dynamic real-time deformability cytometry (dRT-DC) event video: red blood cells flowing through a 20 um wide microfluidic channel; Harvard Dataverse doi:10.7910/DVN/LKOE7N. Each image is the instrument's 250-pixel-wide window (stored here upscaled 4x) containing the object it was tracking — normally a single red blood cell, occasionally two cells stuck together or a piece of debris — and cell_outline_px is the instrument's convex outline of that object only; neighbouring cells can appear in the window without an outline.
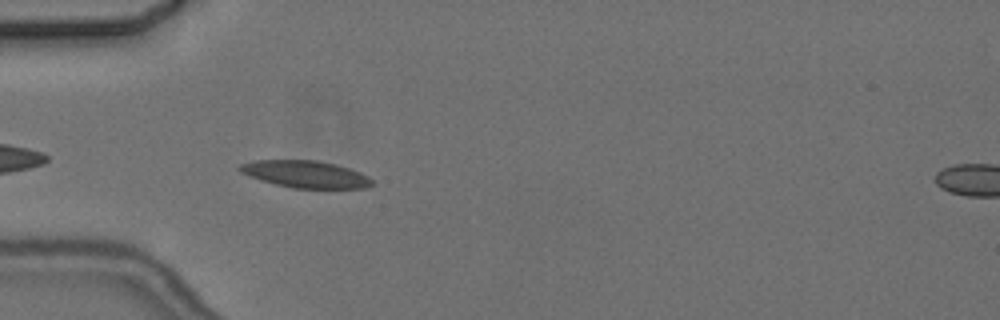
{"species": "common noctule bat (a hibernating species)", "species_latin": "Nyctalus noctula", "temperature_condition": "cold", "stored_images_in_passage": 6, "segment_of_instrument_passage": [1, 2], "camera_frame_rate_fps": 3000, "um_per_image_px": 0.085, "animal": {"sex": "female", "body_mass_g": 24.6, "forearm_length_mm": 56.2}, "frame": {"image": 1, "passage_image": 5, "time_ms": 4.667, "image_size_px": [1000, 320], "cell_outline_px": [[376, 184], [368, 188], [292, 188], [260, 180], [240, 172], [236, 168], [240, 164], [256, 160], [316, 160], [348, 168], [360, 172], [368, 176]], "centroid_in_image_um": [25.97, 14.81], "position_along_channel_um": 59.0, "area_um2": 20.87}}